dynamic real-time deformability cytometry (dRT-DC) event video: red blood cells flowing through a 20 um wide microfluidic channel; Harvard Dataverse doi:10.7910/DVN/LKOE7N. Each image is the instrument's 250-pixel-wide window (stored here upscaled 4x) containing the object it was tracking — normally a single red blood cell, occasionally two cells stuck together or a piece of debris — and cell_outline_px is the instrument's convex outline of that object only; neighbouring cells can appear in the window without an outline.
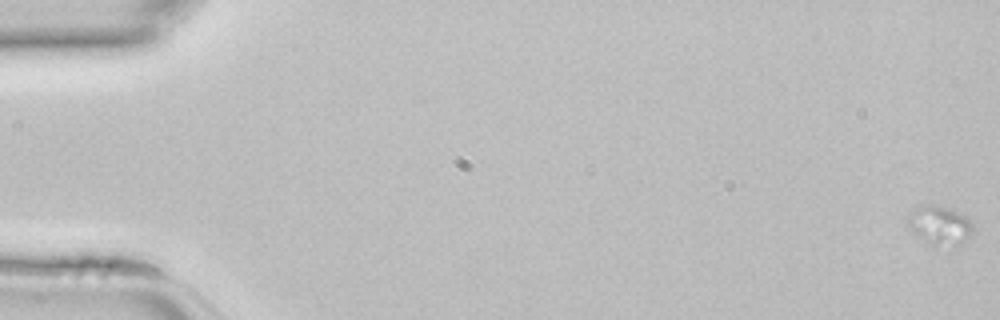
{"species": "common noctule bat (a hibernating species)", "species_latin": "Nyctalus noctula", "temperature_condition": "room temperature", "stored_images_in_passage": 19, "camera_frame_rate_fps": 3000, "um_per_image_px": 0.085, "animal": {"sex": "female", "body_mass_g": 22.7, "forearm_length_mm": 54.2}, "frame": {"image": 1, "passage_image": 1, "time_ms": 0.0, "image_size_px": [1000, 320], "cell_outline_px": [[972, 232], [964, 244], [932, 244], [912, 232], [904, 220], [916, 208], [928, 204], [936, 204], [960, 212], [972, 224]], "centroid_in_image_um": [79.86, 19.11], "position_along_channel_um": 5.1, "area_um2": 14.45}}
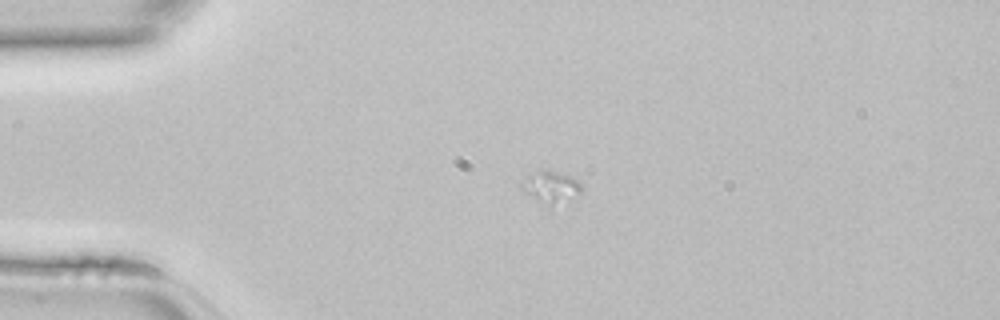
{"frame": {"image": 2, "passage_image": 12, "time_ms": 3.667, "image_size_px": [1000, 320], "cell_outline_px": [[580, 192], [552, 212], [524, 192], [520, 188], [520, 184], [528, 176], [540, 172], [556, 172], [572, 176], [580, 184]], "centroid_in_image_um": [46.82, 16.04], "position_along_channel_um": 38.2, "area_um2": 11.33}}